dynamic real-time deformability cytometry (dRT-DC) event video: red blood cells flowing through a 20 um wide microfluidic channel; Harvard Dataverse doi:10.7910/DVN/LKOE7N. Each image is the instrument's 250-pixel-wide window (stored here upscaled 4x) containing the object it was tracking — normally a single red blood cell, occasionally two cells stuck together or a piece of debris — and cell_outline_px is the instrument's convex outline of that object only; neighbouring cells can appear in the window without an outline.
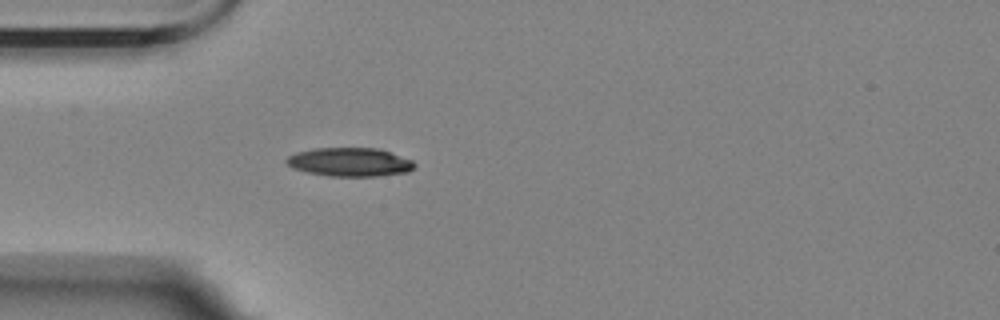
{"species": "Egyptian fruit bat (a non-hibernating species)", "species_latin": "Rousettus aegyptiacus", "temperature_condition": "room temperature", "stored_images_in_passage": 4, "camera_frame_rate_fps": 3000, "um_per_image_px": 0.085, "animal": {"sex": "female"}, "frame": {"image": 1, "passage_image": 4, "time_ms": 3.667, "image_size_px": [1000, 320], "cell_outline_px": [[416, 164], [408, 172], [376, 176], [328, 176], [304, 172], [292, 168], [284, 160], [288, 156], [296, 152], [316, 148], [376, 148], [412, 160]], "centroid_in_image_um": [29.68, 13.78], "position_along_channel_um": 55.3, "area_um2": 21.33}}